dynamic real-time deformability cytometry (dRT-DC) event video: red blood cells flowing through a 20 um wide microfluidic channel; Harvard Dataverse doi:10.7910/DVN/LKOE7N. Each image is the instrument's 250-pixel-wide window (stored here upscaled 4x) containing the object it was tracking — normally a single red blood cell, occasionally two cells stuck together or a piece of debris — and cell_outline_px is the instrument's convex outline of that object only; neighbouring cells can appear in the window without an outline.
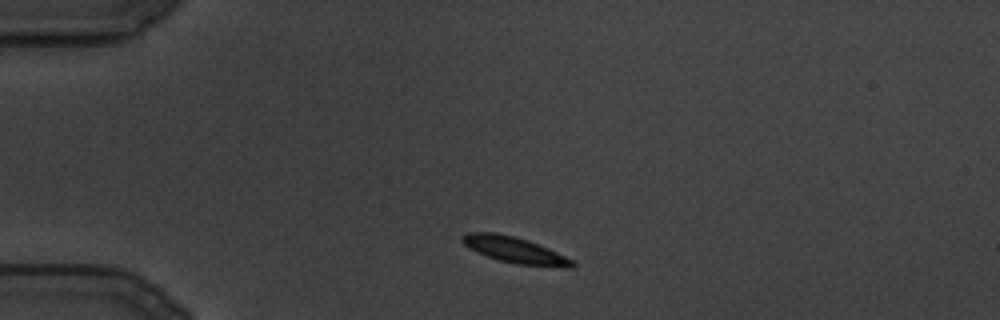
{"species": "common noctule bat (a hibernating species)", "species_latin": "Nyctalus noctula", "temperature_condition": "cold", "stored_images_in_passage": 96, "camera_frame_rate_fps": 3000, "um_per_image_px": 0.085, "animal": {"sex": "male", "body_mass_g": 19.5, "forearm_length_mm": 54.6}, "frame": {"image": 1, "passage_image": 1, "time_ms": 0.0, "image_size_px": [1000, 320], "cell_outline_px": [[576, 264], [572, 268], [564, 268], [516, 264], [500, 260], [488, 256], [464, 244], [460, 240], [460, 236], [468, 232], [496, 232], [528, 240], [548, 248], [572, 260]], "centroid_in_image_um": [43.78, 21.25], "position_along_channel_um": 41.2, "area_um2": 16.53}}
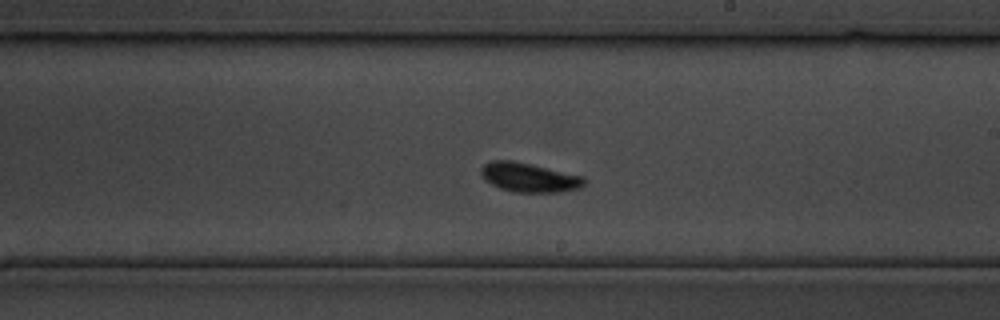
{"frame": {"image": 2, "passage_image": 45, "time_ms": 14.667, "image_size_px": [1000, 320], "cell_outline_px": [[584, 184], [580, 188], [556, 192], [512, 192], [500, 188], [484, 180], [480, 176], [480, 168], [484, 164], [492, 160], [512, 160], [584, 176]], "centroid_in_image_um": [44.92, 15.08], "position_along_channel_um": 244.1, "area_um2": 17.57}}
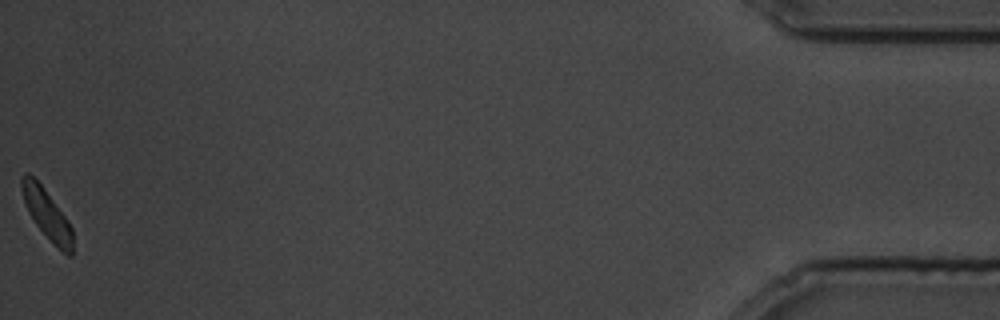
{"frame": {"image": 3, "passage_image": 96, "time_ms": 31.667, "image_size_px": [1000, 320], "cell_outline_px": [[72, 256], [68, 256], [36, 224], [28, 212], [20, 188], [20, 176], [24, 172], [28, 172], [44, 188], [68, 220], [72, 228]], "centroid_in_image_um": [3.95, 18.11], "position_along_channel_um": 431.3, "area_um2": 14.39}}